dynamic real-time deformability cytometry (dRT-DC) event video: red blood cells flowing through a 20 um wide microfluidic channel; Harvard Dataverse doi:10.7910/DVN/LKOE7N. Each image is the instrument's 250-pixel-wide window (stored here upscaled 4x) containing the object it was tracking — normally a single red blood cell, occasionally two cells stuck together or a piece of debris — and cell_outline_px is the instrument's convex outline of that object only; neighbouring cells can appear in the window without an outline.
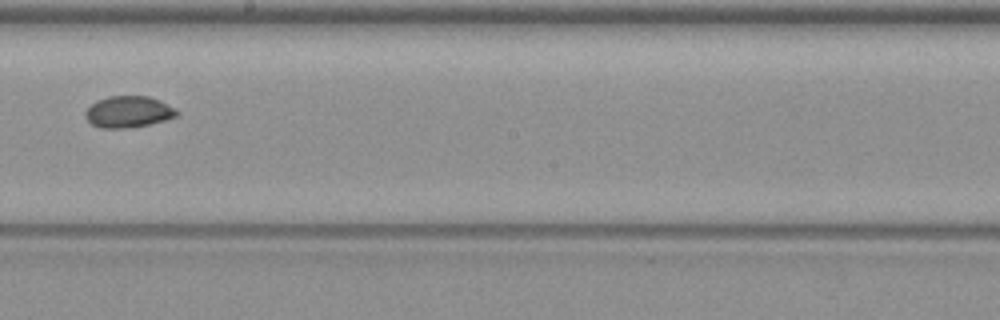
{"species": "common noctule bat (a hibernating species)", "species_latin": "Nyctalus noctula", "temperature_condition": "warm", "stored_images_in_passage": 10, "segment_of_instrument_passage": [2, 2], "camera_frame_rate_fps": 3000, "um_per_image_px": 0.085, "animal": {"sex": "female", "body_mass_g": 19.3, "forearm_length_mm": 54.1}, "frame": {"image": 1, "passage_image": 9, "time_ms": 10.333, "image_size_px": [1000, 320], "cell_outline_px": [[180, 112], [176, 116], [164, 120], [148, 124], [128, 128], [100, 128], [92, 124], [84, 116], [84, 112], [96, 100], [108, 96], [148, 96], [160, 100], [176, 108]], "centroid_in_image_um": [10.91, 9.5], "position_along_channel_um": 237.3, "area_um2": 16.82}}
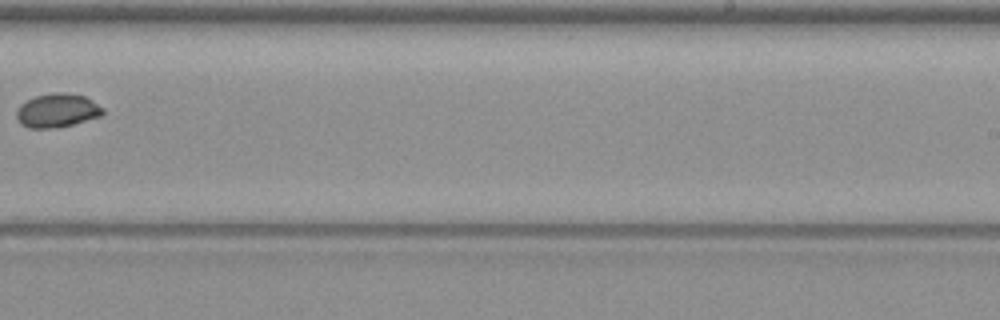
{"frame": {"image": 2, "passage_image": 10, "time_ms": 11.667, "image_size_px": [1000, 320], "cell_outline_px": [[104, 112], [100, 116], [72, 124], [48, 128], [32, 128], [20, 124], [16, 116], [16, 112], [20, 104], [36, 96], [56, 92], [64, 92], [84, 96], [104, 108]], "centroid_in_image_um": [4.85, 9.38], "position_along_channel_um": 284.2, "area_um2": 16.7}}